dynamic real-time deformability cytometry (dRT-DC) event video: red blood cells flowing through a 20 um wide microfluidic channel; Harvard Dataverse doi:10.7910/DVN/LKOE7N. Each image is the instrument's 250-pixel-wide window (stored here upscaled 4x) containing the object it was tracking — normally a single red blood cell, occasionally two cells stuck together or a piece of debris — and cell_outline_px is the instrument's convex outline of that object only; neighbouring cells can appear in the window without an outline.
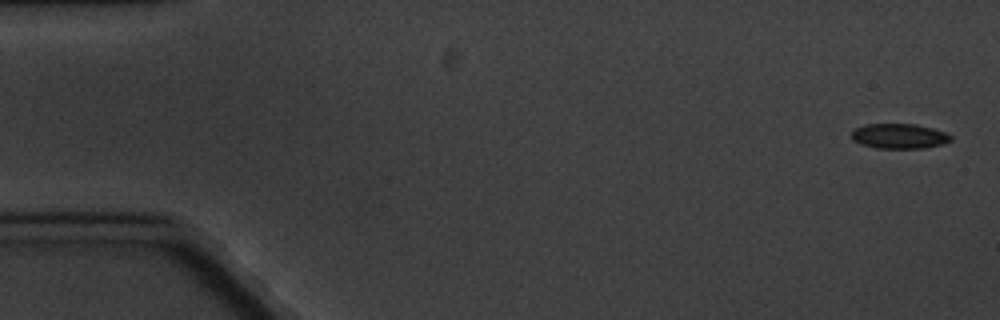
{"species": "common noctule bat (a hibernating species)", "species_latin": "Nyctalus noctula", "temperature_condition": "cold", "stored_images_in_passage": 9, "camera_frame_rate_fps": 3000, "um_per_image_px": 0.085, "animal": {"sex": "male", "body_mass_g": 20.1, "forearm_length_mm": 53.5}, "frame": {"image": 1, "passage_image": 1, "time_ms": 0.0, "image_size_px": [1000, 320], "cell_outline_px": [[952, 140], [944, 144], [924, 148], [876, 148], [860, 144], [852, 140], [852, 132], [856, 128], [864, 124], [916, 124], [932, 128], [944, 132], [952, 136]], "centroid_in_image_um": [76.44, 11.57], "position_along_channel_um": 8.6, "area_um2": 14.51}}
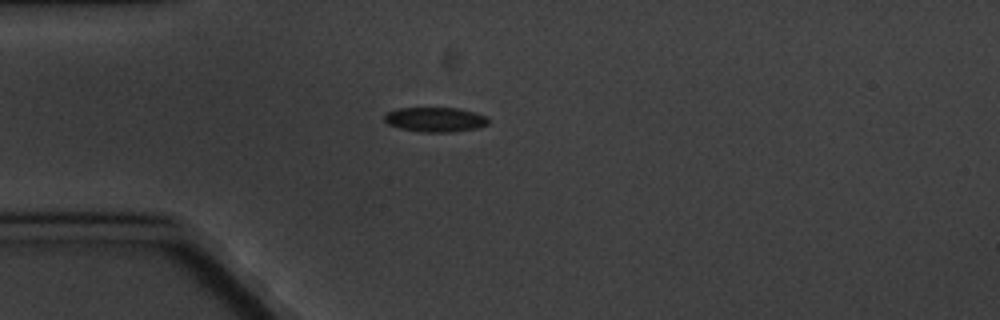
{"frame": {"image": 2, "passage_image": 4, "time_ms": 4.667, "image_size_px": [1000, 320], "cell_outline_px": [[488, 124], [476, 128], [448, 132], [420, 132], [400, 128], [388, 124], [384, 120], [384, 116], [388, 112], [396, 108], [456, 108], [476, 112], [488, 116]], "centroid_in_image_um": [36.99, 10.15], "position_along_channel_um": 48.0, "area_um2": 14.91}}